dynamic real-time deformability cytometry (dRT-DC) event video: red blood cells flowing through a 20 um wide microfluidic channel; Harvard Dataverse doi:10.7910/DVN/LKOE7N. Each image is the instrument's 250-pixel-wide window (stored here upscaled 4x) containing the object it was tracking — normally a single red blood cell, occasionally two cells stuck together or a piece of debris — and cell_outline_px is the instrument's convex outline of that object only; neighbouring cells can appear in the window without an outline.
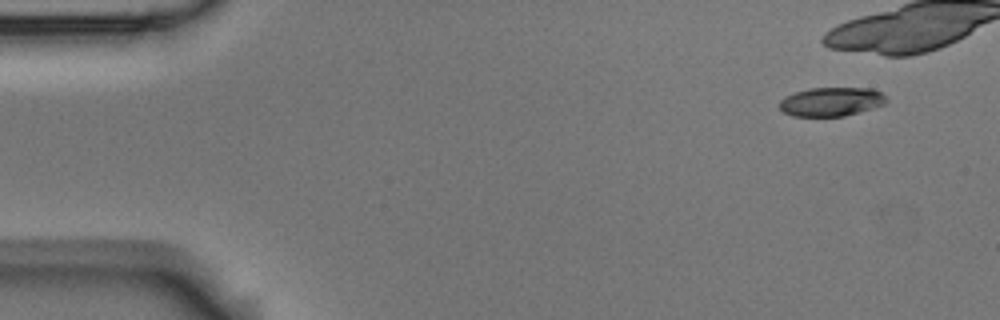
{"species": "Egyptian fruit bat (a non-hibernating species)", "species_latin": "Rousettus aegyptiacus", "temperature_condition": "room temperature", "stored_images_in_passage": 9, "camera_frame_rate_fps": 3000, "um_per_image_px": 0.085, "animal": {"sex": "male"}, "frame": {"image": 1, "passage_image": 1, "time_ms": 0.0, "image_size_px": [1000, 320], "cell_outline_px": [[888, 100], [884, 104], [872, 108], [844, 116], [792, 116], [784, 112], [780, 108], [780, 100], [784, 96], [808, 88], [872, 88], [880, 92]], "centroid_in_image_um": [70.64, 8.64], "position_along_channel_um": 14.4, "area_um2": 17.92}}
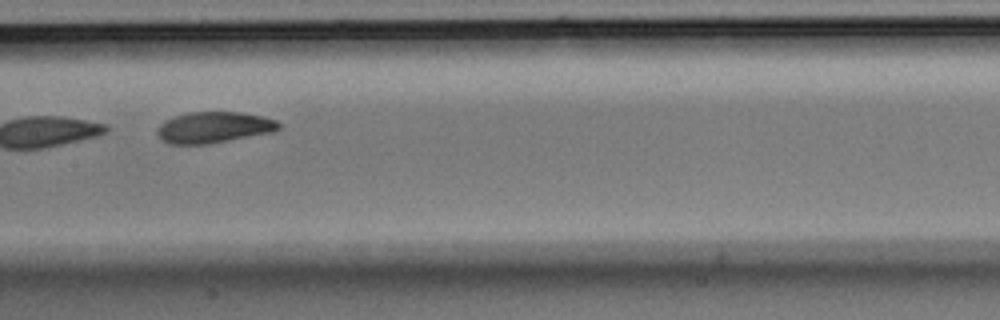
{"frame": {"image": 2, "passage_image": 9, "time_ms": 2.667, "image_size_px": [1000, 320], "cell_outline_px": [[280, 128], [272, 132], [208, 144], [168, 144], [156, 132], [160, 124], [164, 120], [172, 116], [188, 112], [240, 112], [264, 116], [276, 120], [280, 124]], "centroid_in_image_um": [18.17, 10.81], "position_along_channel_um": 189.2, "area_um2": 22.08}}